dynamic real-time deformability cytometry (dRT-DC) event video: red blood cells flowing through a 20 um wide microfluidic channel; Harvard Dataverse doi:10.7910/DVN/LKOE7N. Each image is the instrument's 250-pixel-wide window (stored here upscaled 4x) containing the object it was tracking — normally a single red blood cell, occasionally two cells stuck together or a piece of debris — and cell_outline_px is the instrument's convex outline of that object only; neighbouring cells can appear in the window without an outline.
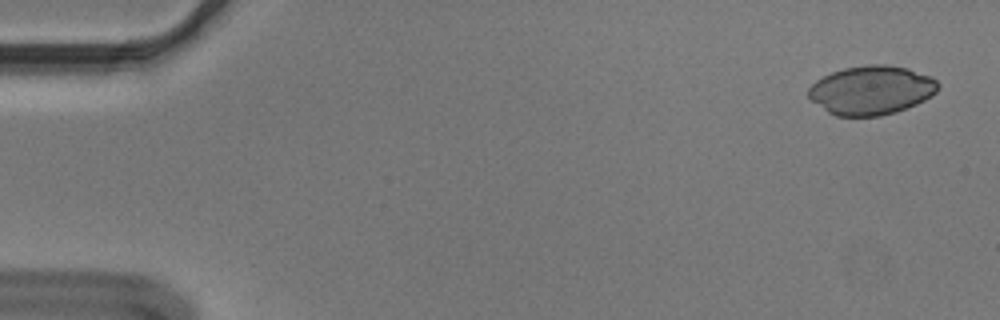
{"species": "Egyptian fruit bat (a non-hibernating species)", "species_latin": "Rousettus aegyptiacus", "temperature_condition": "cold", "stored_images_in_passage": 54, "camera_frame_rate_fps": 3000, "um_per_image_px": 0.085, "animal": {"sex": "male"}, "frame": {"image": 1, "passage_image": 1, "time_ms": 0.0, "image_size_px": [1000, 320], "cell_outline_px": [[940, 84], [936, 92], [932, 96], [916, 104], [896, 112], [880, 116], [836, 116], [828, 112], [812, 100], [808, 96], [808, 88], [816, 80], [832, 72], [844, 68], [868, 64], [888, 64], [908, 68], [932, 76]], "centroid_in_image_um": [74.09, 7.65], "position_along_channel_um": 10.9, "area_um2": 37.11}}